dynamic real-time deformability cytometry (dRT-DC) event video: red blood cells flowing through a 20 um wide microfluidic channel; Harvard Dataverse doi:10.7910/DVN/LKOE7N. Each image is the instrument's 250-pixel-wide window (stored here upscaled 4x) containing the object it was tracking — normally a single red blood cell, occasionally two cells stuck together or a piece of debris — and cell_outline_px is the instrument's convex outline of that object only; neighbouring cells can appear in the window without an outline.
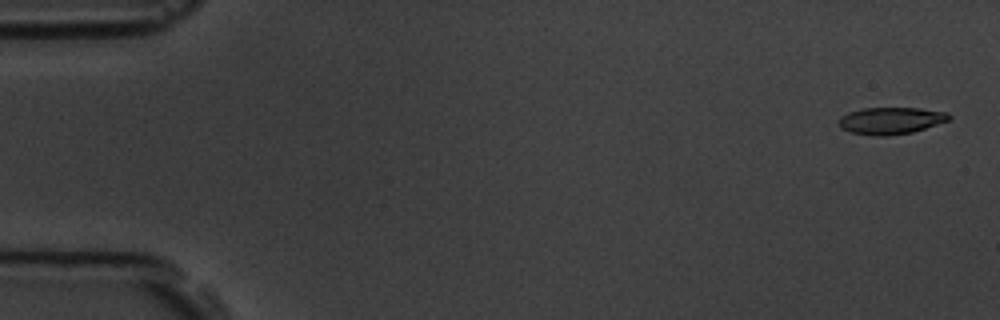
{"species": "common noctule bat (a hibernating species)", "species_latin": "Nyctalus noctula", "temperature_condition": "room temperature", "stored_images_in_passage": 6, "segment_of_instrument_passage": [1, 2], "camera_frame_rate_fps": 3000, "um_per_image_px": 0.085, "animal": {"sex": "male", "body_mass_g": 19.5, "forearm_length_mm": 54.6}, "frame": {"image": 1, "passage_image": 1, "time_ms": 0.0, "image_size_px": [1000, 320], "cell_outline_px": [[952, 120], [912, 132], [884, 136], [872, 136], [852, 132], [840, 128], [840, 116], [848, 112], [860, 108], [920, 108], [948, 112], [952, 116]], "centroid_in_image_um": [75.76, 10.24], "position_along_channel_um": 9.2, "area_um2": 17.46}}
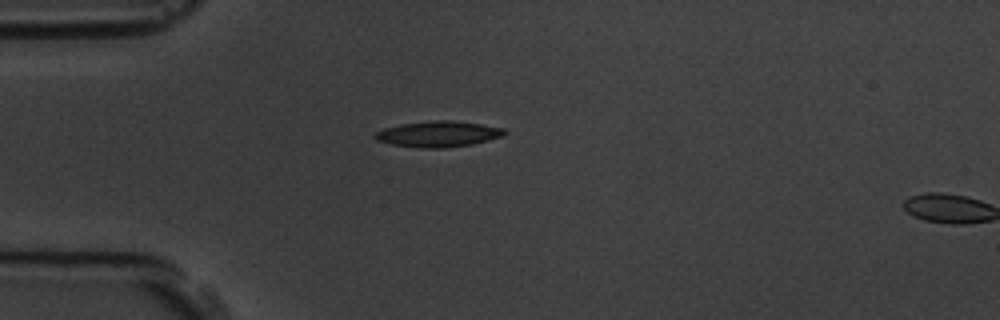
{"frame": {"image": 2, "passage_image": 5, "time_ms": 4.333, "image_size_px": [1000, 320], "cell_outline_px": [[508, 132], [504, 136], [472, 144], [444, 148], [420, 148], [392, 144], [376, 140], [372, 136], [376, 132], [384, 128], [400, 124], [432, 120], [448, 120], [480, 124], [504, 128]], "centroid_in_image_um": [37.25, 11.39], "position_along_channel_um": 47.8, "area_um2": 19.54}}